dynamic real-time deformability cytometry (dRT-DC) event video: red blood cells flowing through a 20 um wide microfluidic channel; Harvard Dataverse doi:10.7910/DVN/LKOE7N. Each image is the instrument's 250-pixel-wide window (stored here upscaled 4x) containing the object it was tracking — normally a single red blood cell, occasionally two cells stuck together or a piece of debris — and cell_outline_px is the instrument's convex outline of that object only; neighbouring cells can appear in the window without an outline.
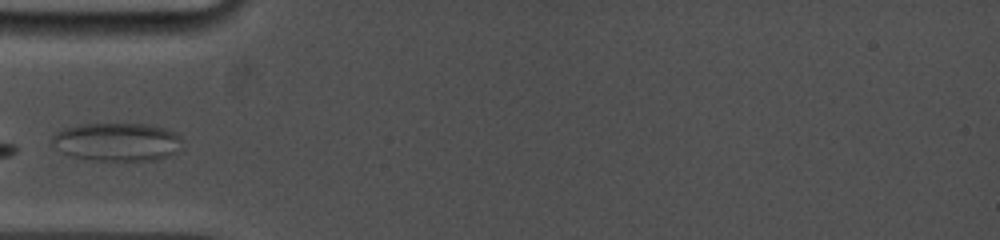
{"species": "common noctule bat (a hibernating species)", "species_latin": "Nyctalus noctula", "temperature_condition": "cold", "stored_images_in_passage": 21, "camera_frame_rate_fps": 5000, "um_per_image_px": 0.085, "animal": {"sex": "female", "body_mass_g": 19.0, "forearm_length_mm": 53.3}, "frame": {"image": 1, "passage_image": 1, "time_ms": 0.0, "image_size_px": [1000, 240], "cell_outline_px": [[180, 140], [176, 152], [168, 156], [152, 160], [96, 160], [72, 156], [60, 152], [52, 148], [52, 136], [56, 132], [64, 128], [80, 124], [148, 124], [168, 128], [176, 132], [180, 136]], "centroid_in_image_um": [9.91, 12.05], "position_along_channel_um": 75.1, "area_um2": 29.07}}
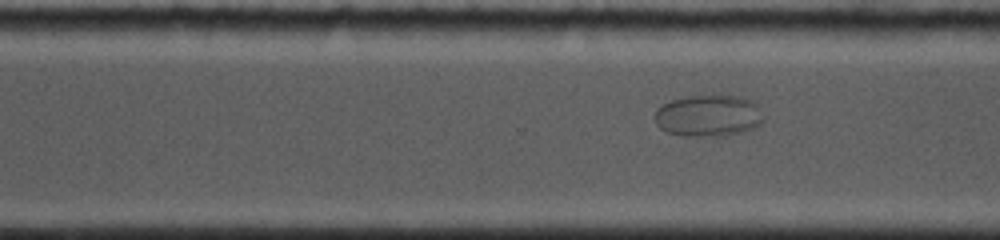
{"frame": {"image": 2, "passage_image": 21, "time_ms": 6.8, "image_size_px": [1000, 240], "cell_outline_px": [[764, 120], [760, 124], [752, 128], [728, 136], [684, 136], [664, 132], [656, 124], [656, 108], [672, 100], [688, 96], [720, 92], [740, 96], [752, 100], [756, 104]], "centroid_in_image_um": [60.22, 9.8], "position_along_channel_um": 310.4, "area_um2": 27.11}}